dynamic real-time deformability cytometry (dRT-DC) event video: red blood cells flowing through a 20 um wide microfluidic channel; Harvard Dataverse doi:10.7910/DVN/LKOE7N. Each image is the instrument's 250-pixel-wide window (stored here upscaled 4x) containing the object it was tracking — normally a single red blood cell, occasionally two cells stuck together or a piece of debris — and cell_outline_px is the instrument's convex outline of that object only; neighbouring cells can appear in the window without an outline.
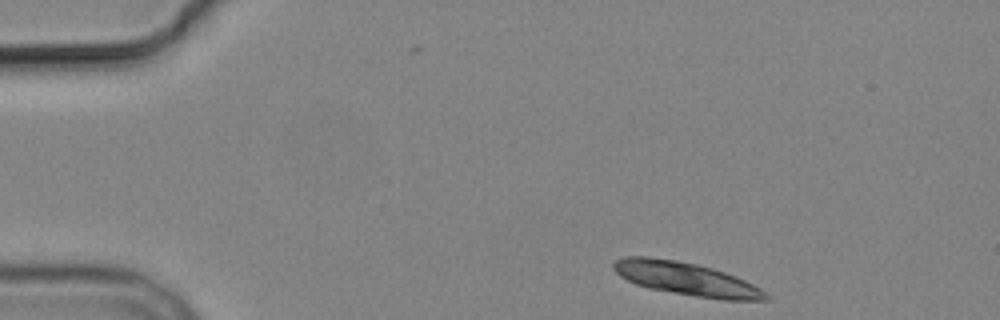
{"species": "common noctule bat (a hibernating species)", "species_latin": "Nyctalus noctula", "temperature_condition": "cold", "stored_images_in_passage": 5, "camera_frame_rate_fps": 3000, "um_per_image_px": 0.085, "animal": {"sex": "male", "body_mass_g": 19.2, "forearm_length_mm": 51.8}, "frame": {"image": 1, "passage_image": 1, "time_ms": 0.0, "image_size_px": [1000, 320], "cell_outline_px": [[772, 300], [724, 300], [696, 296], [648, 288], [636, 284], [620, 276], [612, 268], [612, 264], [616, 260], [624, 256], [648, 256], [676, 260], [696, 264], [712, 268], [736, 276], [760, 288], [772, 296]], "centroid_in_image_um": [58.35, 23.7], "position_along_channel_um": 26.7, "area_um2": 29.42}}
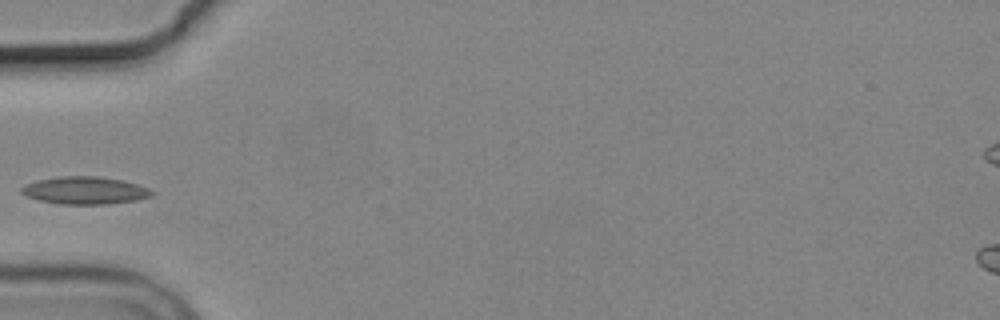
{"frame": {"image": 2, "passage_image": 4, "time_ms": 3.667, "image_size_px": [1000, 320], "cell_outline_px": [[156, 192], [152, 196], [136, 200], [108, 204], [60, 204], [40, 200], [28, 196], [20, 192], [20, 188], [36, 180], [60, 176], [96, 176], [120, 180], [136, 184], [148, 188]], "centroid_in_image_um": [7.23, 16.19], "position_along_channel_um": 77.8, "area_um2": 20.75}}
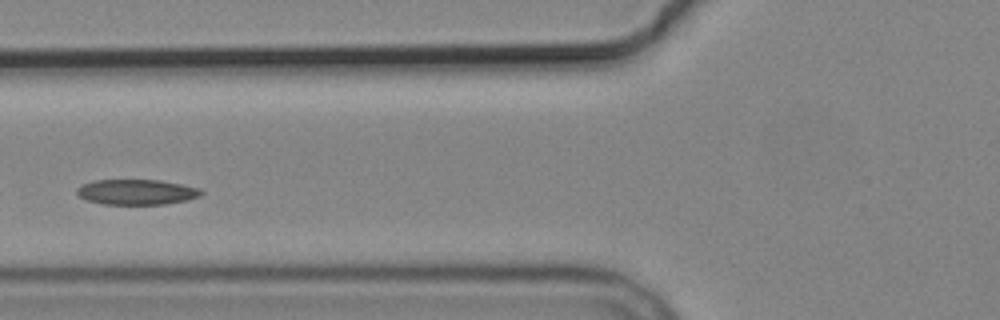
{"frame": {"image": 3, "passage_image": 5, "time_ms": 4.667, "image_size_px": [1000, 320], "cell_outline_px": [[204, 192], [200, 196], [188, 200], [164, 204], [104, 204], [88, 200], [76, 196], [76, 188], [84, 184], [96, 180], [160, 180], [200, 188]], "centroid_in_image_um": [11.62, 16.32], "position_along_channel_um": 114.2, "area_um2": 18.32}}